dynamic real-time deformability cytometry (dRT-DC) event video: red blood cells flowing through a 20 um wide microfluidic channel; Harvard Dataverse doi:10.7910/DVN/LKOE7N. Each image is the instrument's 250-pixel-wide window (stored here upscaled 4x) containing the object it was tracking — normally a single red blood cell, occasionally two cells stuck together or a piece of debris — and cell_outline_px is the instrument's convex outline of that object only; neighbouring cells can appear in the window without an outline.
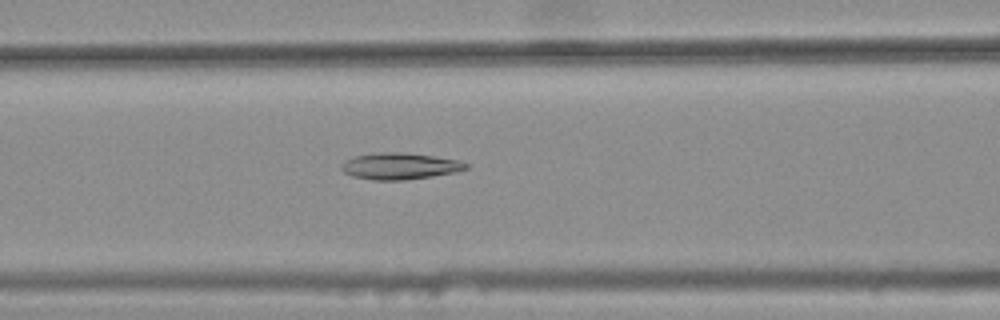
{"species": "common noctule bat (a hibernating species)", "species_latin": "Nyctalus noctula", "temperature_condition": "warm", "stored_images_in_passage": 47, "camera_frame_rate_fps": 3000, "um_per_image_px": 0.085, "animal": {"sex": "female", "body_mass_g": 25.1}, "frame": {"image": 1, "passage_image": 22, "time_ms": 7.0, "image_size_px": [1000, 320], "cell_outline_px": [[468, 168], [452, 172], [432, 176], [404, 180], [372, 180], [352, 176], [344, 172], [340, 168], [340, 164], [344, 160], [352, 156], [376, 152], [400, 152], [432, 156], [460, 160], [468, 164]], "centroid_in_image_um": [33.9, 14.11], "position_along_channel_um": 132.7, "area_um2": 19.31}}
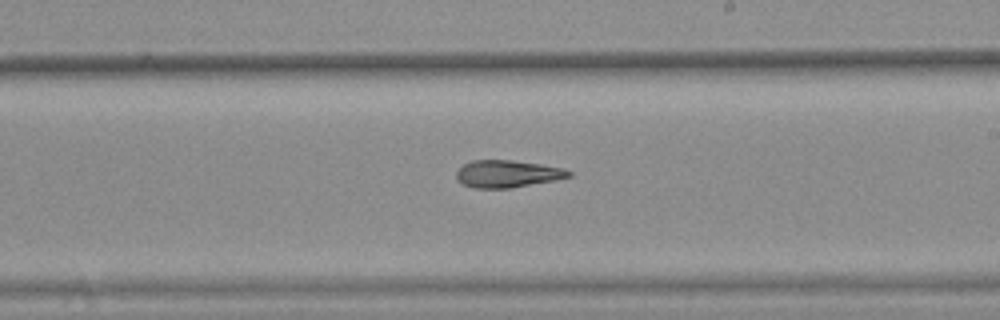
{"frame": {"image": 2, "passage_image": 31, "time_ms": 10.0, "image_size_px": [1000, 320], "cell_outline_px": [[572, 176], [552, 180], [508, 188], [472, 188], [464, 184], [456, 176], [456, 172], [464, 164], [472, 160], [512, 160], [540, 164], [564, 168], [572, 172]], "centroid_in_image_um": [43.12, 14.76], "position_along_channel_um": 245.9, "area_um2": 17.57}}
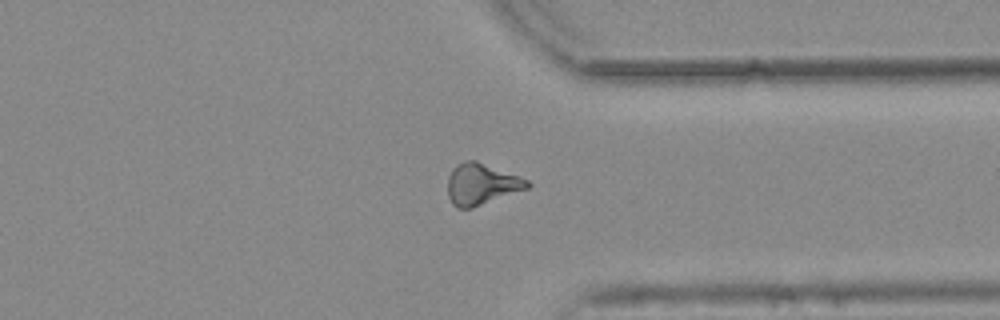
{"frame": {"image": 3, "passage_image": 41, "time_ms": 13.333, "image_size_px": [1000, 320], "cell_outline_px": [[532, 184], [528, 188], [472, 208], [456, 208], [452, 204], [448, 196], [448, 176], [452, 168], [456, 164], [468, 160], [476, 160], [520, 176], [528, 180]], "centroid_in_image_um": [40.91, 15.64], "position_along_channel_um": 370.5, "area_um2": 19.25}}